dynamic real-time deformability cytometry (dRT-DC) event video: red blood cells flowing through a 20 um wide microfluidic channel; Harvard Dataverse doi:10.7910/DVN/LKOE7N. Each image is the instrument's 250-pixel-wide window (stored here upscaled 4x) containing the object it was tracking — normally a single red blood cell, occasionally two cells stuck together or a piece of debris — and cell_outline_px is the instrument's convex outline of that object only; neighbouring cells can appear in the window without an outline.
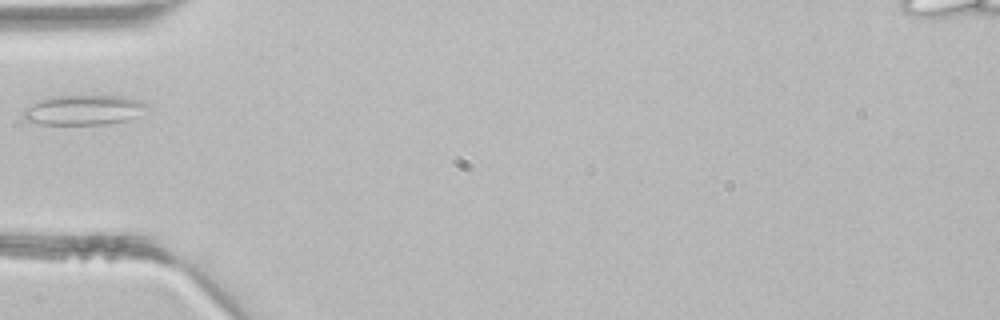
{"species": "common noctule bat (a hibernating species)", "species_latin": "Nyctalus noctula", "temperature_condition": "room temperature", "stored_images_in_passage": 4, "camera_frame_rate_fps": 3000, "um_per_image_px": 0.085, "animal": {"sex": "male", "body_mass_g": 21.5, "forearm_length_mm": 52.0}, "frame": {"image": 1, "passage_image": 4, "time_ms": 1.0, "image_size_px": [1000, 320], "cell_outline_px": [[148, 108], [128, 120], [104, 124], [40, 124], [24, 120], [24, 108], [36, 100], [48, 96], [124, 96], [140, 100], [148, 104]], "centroid_in_image_um": [7.07, 9.33], "position_along_channel_um": 77.9, "area_um2": 21.62}}